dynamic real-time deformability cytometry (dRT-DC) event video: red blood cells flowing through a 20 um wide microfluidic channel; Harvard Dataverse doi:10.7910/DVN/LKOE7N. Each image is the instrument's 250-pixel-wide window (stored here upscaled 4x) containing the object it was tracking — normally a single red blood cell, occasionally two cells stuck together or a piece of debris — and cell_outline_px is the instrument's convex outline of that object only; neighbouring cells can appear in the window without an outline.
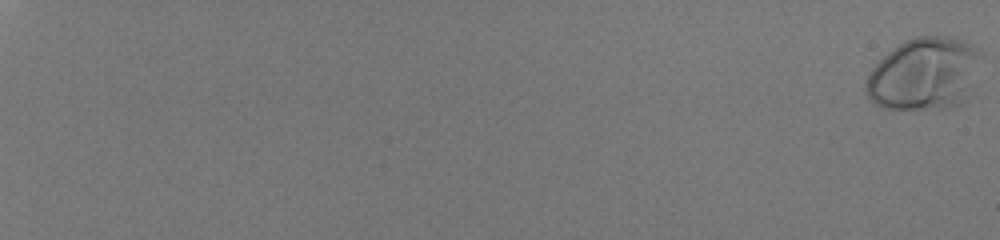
{"species": "human", "species_latin": "Homo sapiens", "temperature_condition": "room temperature", "stored_images_in_passage": 59, "camera_frame_rate_fps": 3000, "um_per_image_px": 0.085, "donor": {"sex": "male"}, "frame": {"image": 1, "passage_image": 1, "time_ms": 0.0, "image_size_px": [1000, 240], "cell_outline_px": [[980, 56], [968, 100], [944, 108], [884, 108], [876, 104], [868, 96], [864, 84], [872, 68], [892, 48], [916, 36], [940, 36], [960, 40], [972, 44], [980, 48]], "centroid_in_image_um": [78.56, 6.28], "position_along_channel_um": 6.4, "area_um2": 48.03}}
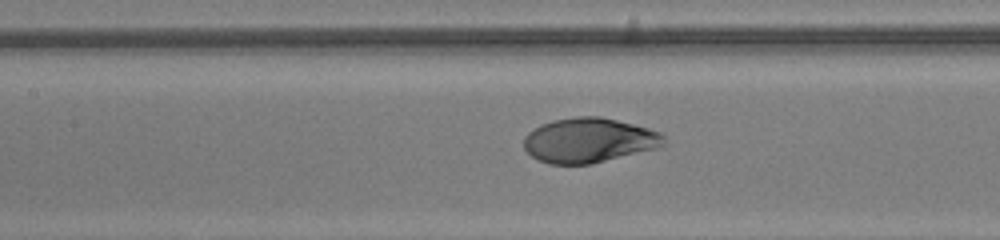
{"frame": {"image": 2, "passage_image": 35, "time_ms": 11.333, "image_size_px": [1000, 240], "cell_outline_px": [[664, 144], [656, 148], [592, 164], [548, 164], [532, 156], [524, 148], [524, 136], [528, 132], [540, 124], [552, 120], [576, 116], [600, 116], [648, 128], [660, 132], [664, 136]], "centroid_in_image_um": [50.03, 11.92], "position_along_channel_um": 157.4, "area_um2": 36.41}}
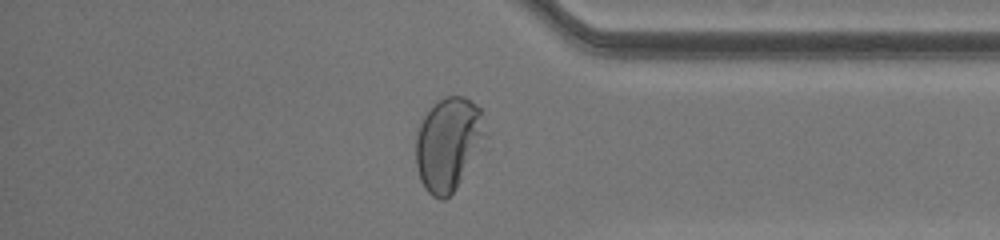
{"frame": {"image": 3, "passage_image": 53, "time_ms": 17.333, "image_size_px": [1000, 240], "cell_outline_px": [[488, 148], [456, 188], [444, 200], [440, 200], [432, 196], [424, 188], [420, 180], [416, 164], [416, 136], [420, 124], [424, 116], [432, 104], [444, 96], [464, 96], [476, 104], [480, 108], [488, 136]], "centroid_in_image_um": [38.2, 12.25], "position_along_channel_um": 397.0, "area_um2": 39.36}, "authors_computed_cell_mechanics": {"area_um2": 37.6278, "velocity_mm_per_s": 4.0532, "shape_relaxation_time_tau1_ms": 2.9414, "shape_relaxation_time_tau2_ms": null, "deformation_change_tau1": 0.1869, "deformation_change_tau2": null}}